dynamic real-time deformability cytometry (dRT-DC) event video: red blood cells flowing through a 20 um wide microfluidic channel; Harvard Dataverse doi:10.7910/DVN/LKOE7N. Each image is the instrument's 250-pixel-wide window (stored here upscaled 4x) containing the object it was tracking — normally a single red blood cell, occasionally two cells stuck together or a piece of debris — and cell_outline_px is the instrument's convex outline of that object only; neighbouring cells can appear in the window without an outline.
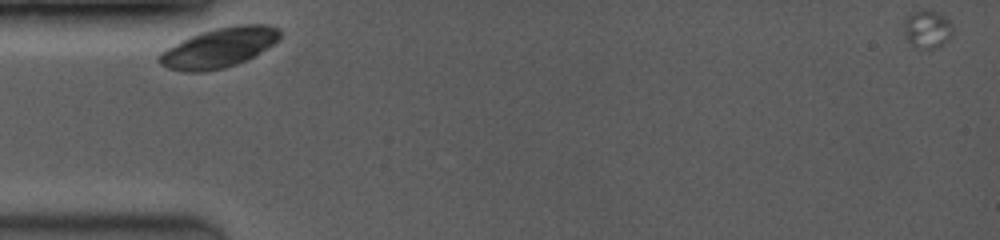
{"species": "common noctule bat (a hibernating species)", "species_latin": "Nyctalus noctula", "temperature_condition": "room temperature", "stored_images_in_passage": 2, "camera_frame_rate_fps": 3500, "um_per_image_px": 0.085, "animal": {"sex": "female", "body_mass_g": 19.0, "forearm_length_mm": 53.3}, "frame": {"image": 1, "passage_image": 1, "time_ms": 0.0, "image_size_px": [1000, 240], "cell_outline_px": [[280, 40], [260, 52], [236, 64], [224, 68], [204, 72], [184, 72], [168, 68], [160, 64], [156, 60], [156, 56], [160, 52], [200, 32], [216, 28], [236, 24], [268, 24], [280, 28]], "centroid_in_image_um": [18.62, 4.05], "position_along_channel_um": 66.4, "area_um2": 27.92}}